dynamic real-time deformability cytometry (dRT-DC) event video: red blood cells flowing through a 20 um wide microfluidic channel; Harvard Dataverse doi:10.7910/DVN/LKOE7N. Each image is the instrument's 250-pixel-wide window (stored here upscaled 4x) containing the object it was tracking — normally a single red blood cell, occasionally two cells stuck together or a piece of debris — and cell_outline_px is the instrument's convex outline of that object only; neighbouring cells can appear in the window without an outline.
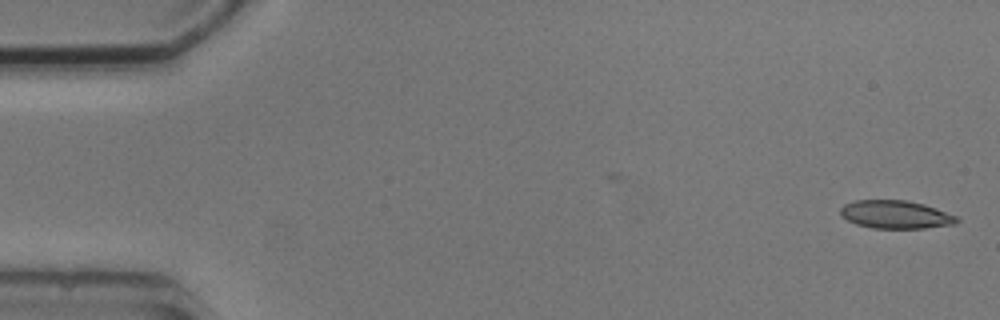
{"species": "common noctule bat (a hibernating species)", "species_latin": "Nyctalus noctula", "temperature_condition": "cold", "stored_images_in_passage": 6, "camera_frame_rate_fps": 3000, "um_per_image_px": 0.085, "animal": {"sex": "male", "body_mass_g": 20.5, "forearm_length_mm": 52.5}, "frame": {"image": 1, "passage_image": 1, "time_ms": 0.0, "image_size_px": [1000, 320], "cell_outline_px": [[960, 220], [956, 224], [924, 228], [872, 228], [856, 224], [840, 216], [840, 208], [844, 204], [852, 200], [904, 200], [924, 204], [936, 208], [956, 216]], "centroid_in_image_um": [76.1, 18.23], "position_along_channel_um": 8.9, "area_um2": 19.13}}
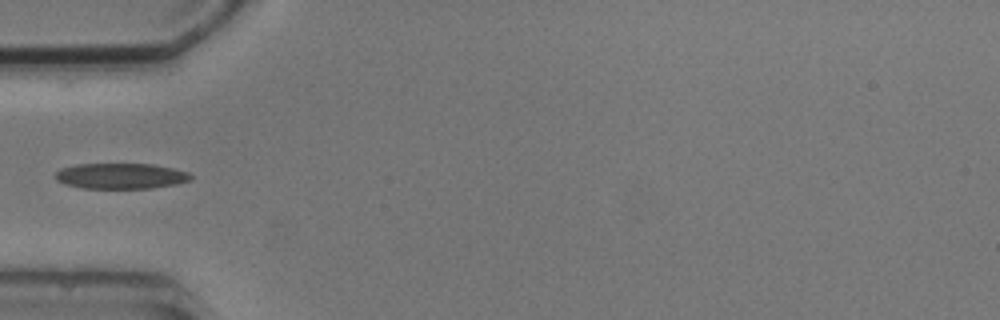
{"frame": {"image": 2, "passage_image": 5, "time_ms": 5.333, "image_size_px": [1000, 320], "cell_outline_px": [[192, 180], [176, 184], [152, 188], [84, 188], [68, 184], [56, 180], [56, 172], [60, 168], [76, 164], [152, 164], [172, 168], [188, 172], [192, 176]], "centroid_in_image_um": [10.29, 14.95], "position_along_channel_um": 74.7, "area_um2": 20.11}}